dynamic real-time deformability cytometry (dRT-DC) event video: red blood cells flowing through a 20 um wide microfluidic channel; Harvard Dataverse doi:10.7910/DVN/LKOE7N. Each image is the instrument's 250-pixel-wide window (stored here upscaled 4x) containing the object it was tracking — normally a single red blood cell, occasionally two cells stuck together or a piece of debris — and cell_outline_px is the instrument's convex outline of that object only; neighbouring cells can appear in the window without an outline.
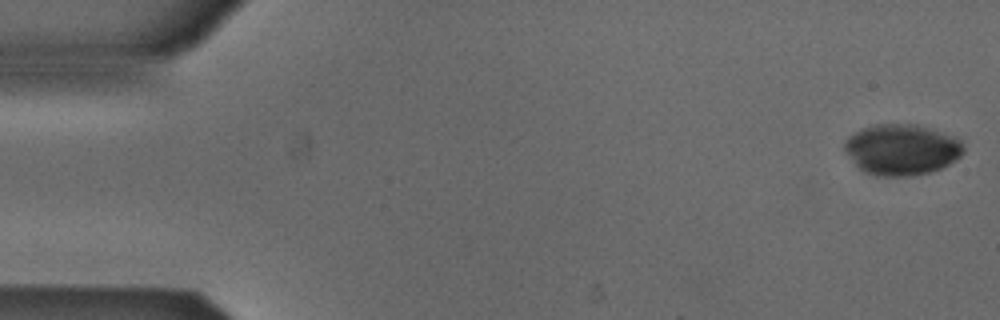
{"species": "Egyptian fruit bat (a non-hibernating species)", "species_latin": "Rousettus aegyptiacus", "temperature_condition": "cold", "stored_images_in_passage": 12, "camera_frame_rate_fps": 3000, "um_per_image_px": 0.085, "animal": {"sex": "male"}, "frame": {"image": 1, "passage_image": 1, "time_ms": 0.0, "image_size_px": [1000, 320], "cell_outline_px": [[964, 152], [960, 156], [948, 164], [932, 172], [912, 176], [876, 176], [864, 172], [856, 164], [844, 148], [844, 144], [848, 136], [864, 128], [876, 124], [916, 124], [952, 136], [960, 140], [964, 148]], "centroid_in_image_um": [76.65, 12.72], "position_along_channel_um": 8.4, "area_um2": 34.97}}